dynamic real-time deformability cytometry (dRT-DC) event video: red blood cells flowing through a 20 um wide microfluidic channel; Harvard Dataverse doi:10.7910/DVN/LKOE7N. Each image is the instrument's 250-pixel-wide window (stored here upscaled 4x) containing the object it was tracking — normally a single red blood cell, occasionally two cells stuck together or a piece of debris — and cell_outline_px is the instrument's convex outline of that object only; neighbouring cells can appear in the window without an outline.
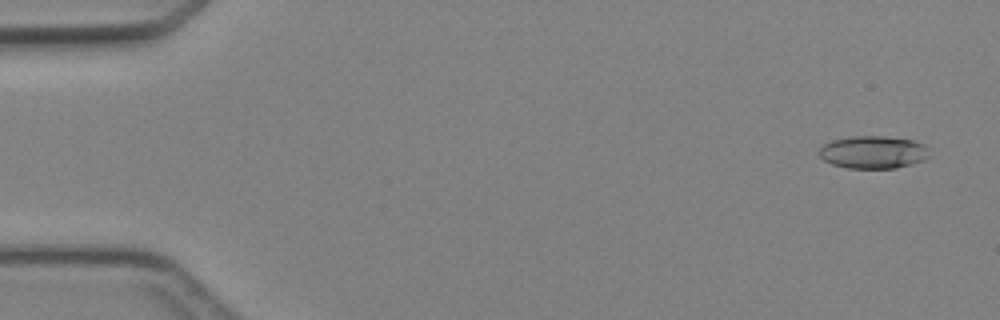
{"species": "Egyptian fruit bat (a non-hibernating species)", "species_latin": "Rousettus aegyptiacus", "temperature_condition": "cold", "stored_images_in_passage": 4, "camera_frame_rate_fps": 3000, "um_per_image_px": 0.085, "animal": {"sex": "female"}, "frame": {"image": 1, "passage_image": 1, "time_ms": 0.0, "image_size_px": [1000, 320], "cell_outline_px": [[928, 156], [924, 160], [912, 164], [896, 168], [848, 168], [832, 164], [824, 160], [820, 156], [820, 148], [824, 144], [832, 140], [852, 136], [884, 136], [912, 140], [924, 144]], "centroid_in_image_um": [74.21, 12.94], "position_along_channel_um": 10.8, "area_um2": 20.81}}
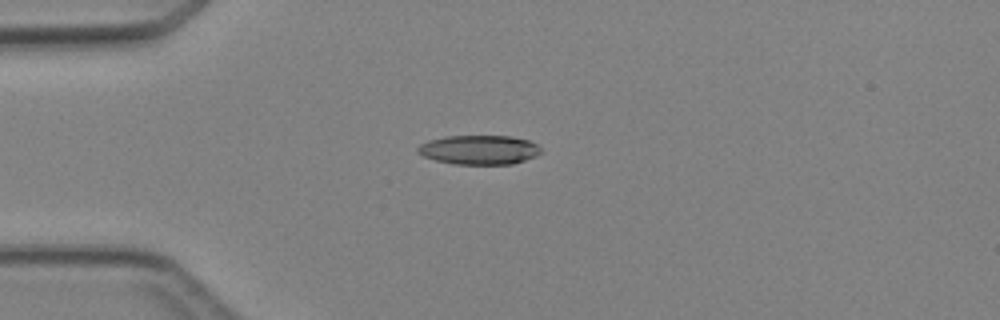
{"frame": {"image": 2, "passage_image": 3, "time_ms": 3.333, "image_size_px": [1000, 320], "cell_outline_px": [[540, 152], [536, 156], [512, 164], [452, 164], [436, 160], [424, 156], [416, 152], [416, 148], [420, 144], [428, 140], [444, 136], [508, 136], [528, 140], [536, 144], [540, 148]], "centroid_in_image_um": [40.68, 12.73], "position_along_channel_um": 44.3, "area_um2": 20.98}}